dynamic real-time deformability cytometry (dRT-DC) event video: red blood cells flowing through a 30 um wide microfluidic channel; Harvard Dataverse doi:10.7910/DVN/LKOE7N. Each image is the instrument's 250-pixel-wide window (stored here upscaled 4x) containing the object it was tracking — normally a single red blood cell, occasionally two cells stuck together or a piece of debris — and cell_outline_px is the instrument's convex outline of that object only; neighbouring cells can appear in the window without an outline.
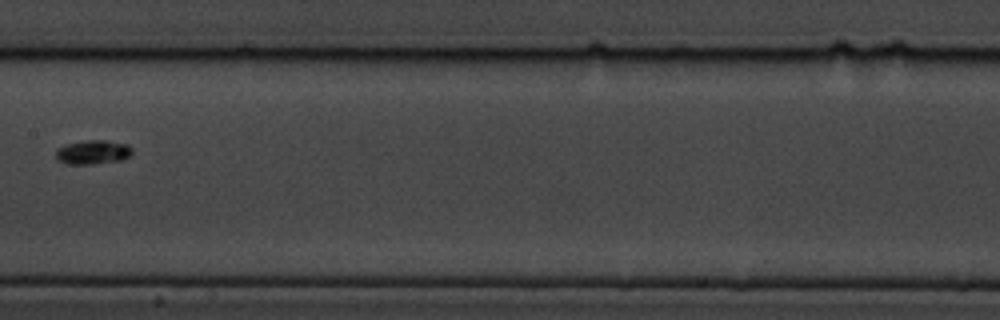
{"species": "common noctule bat (a hibernating species)", "species_latin": "Nyctalus noctula", "temperature_condition": "cold", "stored_images_in_passage": 8, "camera_frame_rate_fps": 3000, "um_per_image_px": 0.085, "animal": {"sex": "male", "body_mass_g": 19.5, "forearm_length_mm": 54.6}, "frame": {"image": 1, "passage_image": 7, "time_ms": 7.333, "image_size_px": [1000, 320], "cell_outline_px": [[132, 152], [124, 160], [92, 164], [68, 164], [60, 160], [56, 156], [56, 148], [68, 144], [88, 140], [104, 140], [128, 144], [132, 148]], "centroid_in_image_um": [7.93, 12.93], "position_along_channel_um": 199.5, "area_um2": 10.64}}
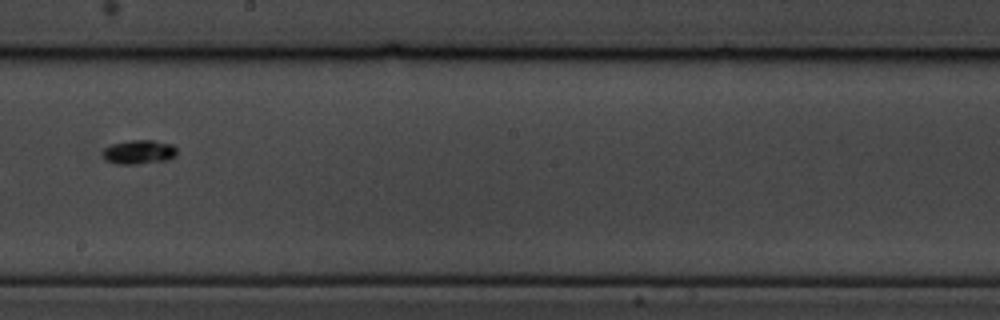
{"frame": {"image": 2, "passage_image": 8, "time_ms": 8.333, "image_size_px": [1000, 320], "cell_outline_px": [[176, 156], [168, 160], [136, 164], [116, 164], [108, 160], [100, 152], [104, 148], [112, 144], [128, 140], [152, 140], [172, 144], [176, 148]], "centroid_in_image_um": [11.81, 12.91], "position_along_channel_um": 236.4, "area_um2": 10.46}}